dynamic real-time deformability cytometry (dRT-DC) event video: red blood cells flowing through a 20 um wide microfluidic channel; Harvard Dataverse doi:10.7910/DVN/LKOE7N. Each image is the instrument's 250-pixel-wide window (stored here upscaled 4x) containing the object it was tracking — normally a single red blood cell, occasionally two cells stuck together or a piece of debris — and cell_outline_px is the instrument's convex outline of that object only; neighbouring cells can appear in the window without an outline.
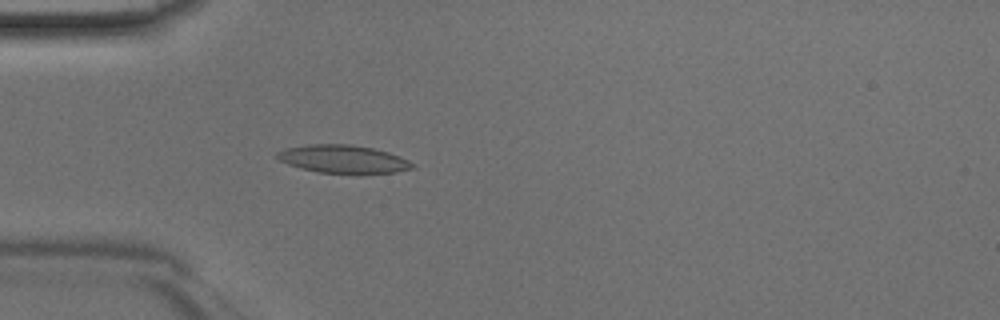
{"species": "Egyptian fruit bat (a non-hibernating species)", "species_latin": "Rousettus aegyptiacus", "temperature_condition": "room temperature", "stored_images_in_passage": 46, "camera_frame_rate_fps": 3000, "um_per_image_px": 0.085, "animal": {"sex": "male"}, "frame": {"image": 1, "passage_image": 14, "time_ms": 4.333, "image_size_px": [1000, 320], "cell_outline_px": [[416, 168], [396, 172], [320, 172], [300, 168], [288, 164], [280, 160], [276, 156], [276, 152], [284, 148], [312, 144], [352, 144], [372, 148], [388, 152], [400, 156], [416, 164]], "centroid_in_image_um": [29.18, 13.5], "position_along_channel_um": 55.8, "area_um2": 21.79}}
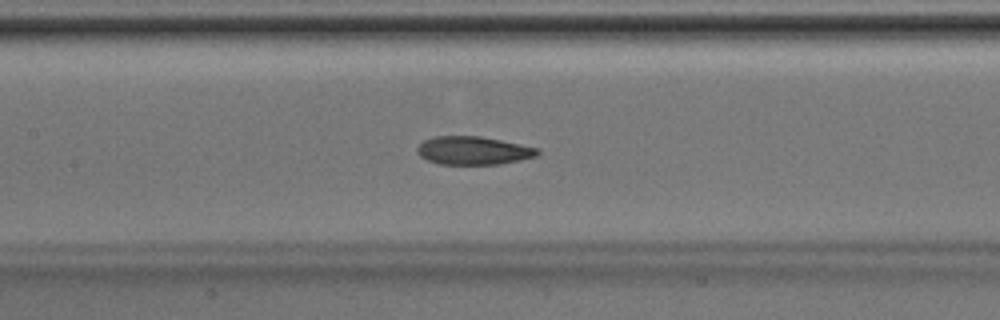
{"frame": {"image": 2, "passage_image": 22, "time_ms": 7.0, "image_size_px": [1000, 320], "cell_outline_px": [[540, 152], [536, 156], [520, 160], [496, 164], [440, 164], [428, 160], [420, 156], [416, 152], [416, 148], [424, 140], [436, 136], [480, 136], [540, 148]], "centroid_in_image_um": [40.23, 12.79], "position_along_channel_um": 167.2, "area_um2": 19.71}}
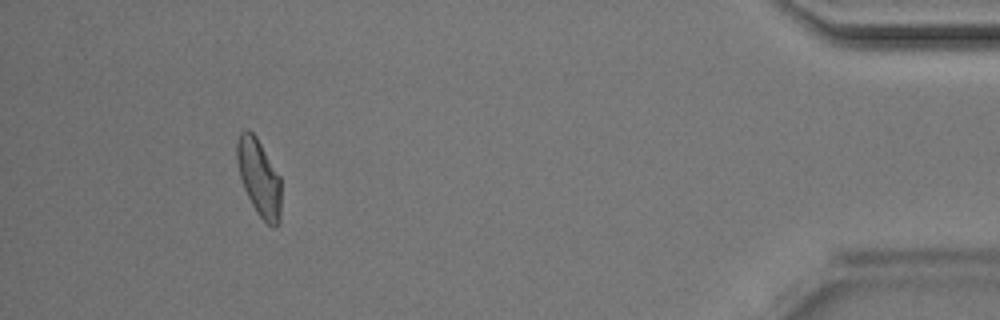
{"frame": {"image": 3, "passage_image": 43, "time_ms": 14.0, "image_size_px": [1000, 320], "cell_outline_px": [[280, 224], [276, 228], [272, 228], [256, 212], [244, 188], [240, 176], [236, 160], [236, 144], [240, 132], [248, 128], [256, 136], [280, 176]], "centroid_in_image_um": [22.01, 15.1], "position_along_channel_um": 413.2, "area_um2": 19.83}}